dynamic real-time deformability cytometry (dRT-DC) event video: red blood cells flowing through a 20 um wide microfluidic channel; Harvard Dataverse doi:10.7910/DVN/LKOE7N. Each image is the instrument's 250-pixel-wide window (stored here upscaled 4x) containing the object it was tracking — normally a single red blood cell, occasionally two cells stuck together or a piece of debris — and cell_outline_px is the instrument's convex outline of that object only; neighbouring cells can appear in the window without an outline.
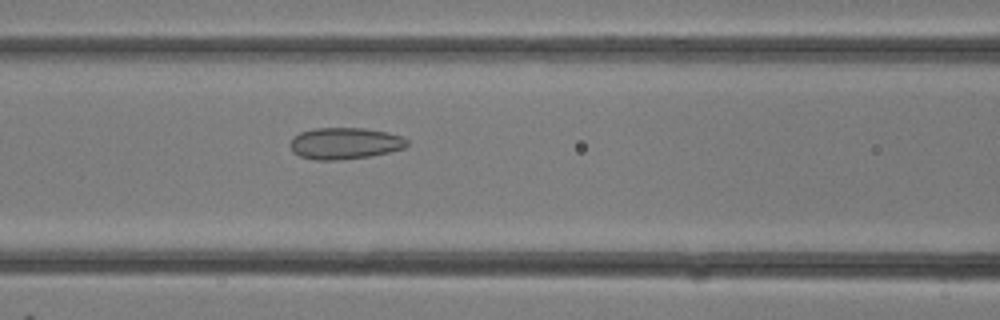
{"species": "common noctule bat (a hibernating species)", "species_latin": "Nyctalus noctula", "temperature_condition": "room temperature", "stored_images_in_passage": 23, "camera_frame_rate_fps": 3000, "um_per_image_px": 0.085, "animal": {"sex": "female"}, "frame": {"image": 1, "passage_image": 8, "time_ms": 2.333, "image_size_px": [1000, 320], "cell_outline_px": [[408, 144], [404, 148], [372, 156], [336, 160], [316, 160], [300, 156], [292, 152], [288, 144], [300, 132], [316, 128], [364, 128], [388, 132], [404, 136], [408, 140]], "centroid_in_image_um": [29.33, 12.18], "position_along_channel_um": 137.3, "area_um2": 21.62}}
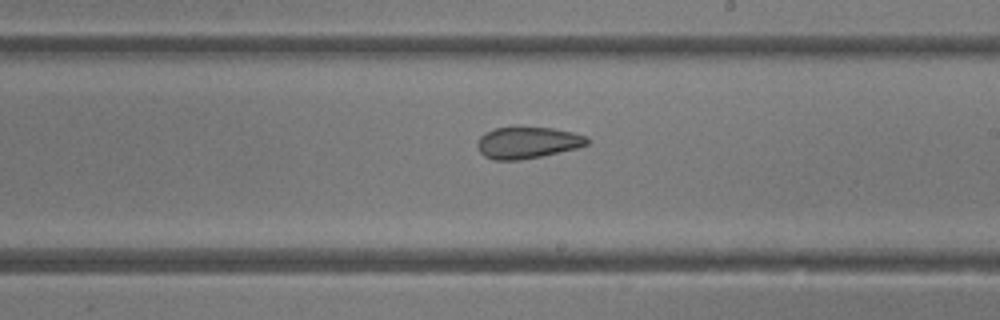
{"frame": {"image": 2, "passage_image": 13, "time_ms": 4.0, "image_size_px": [1000, 320], "cell_outline_px": [[592, 140], [588, 144], [576, 148], [540, 156], [520, 160], [492, 160], [484, 156], [480, 152], [476, 144], [476, 140], [484, 132], [496, 128], [552, 128], [572, 132], [588, 136]], "centroid_in_image_um": [44.82, 12.13], "position_along_channel_um": 244.2, "area_um2": 20.17}}
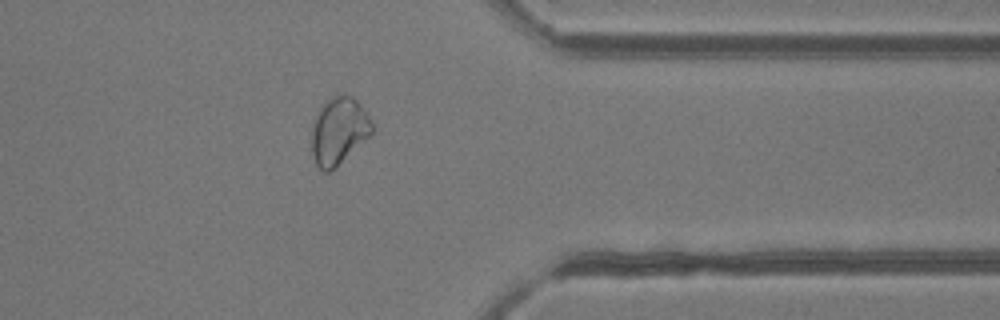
{"frame": {"image": 3, "passage_image": 20, "time_ms": 6.333, "image_size_px": [1000, 320], "cell_outline_px": [[372, 136], [328, 172], [324, 172], [316, 164], [312, 152], [312, 128], [316, 112], [336, 92], [352, 96], [360, 104], [368, 116], [372, 124]], "centroid_in_image_um": [28.8, 11.09], "position_along_channel_um": 382.6, "area_um2": 23.52}}